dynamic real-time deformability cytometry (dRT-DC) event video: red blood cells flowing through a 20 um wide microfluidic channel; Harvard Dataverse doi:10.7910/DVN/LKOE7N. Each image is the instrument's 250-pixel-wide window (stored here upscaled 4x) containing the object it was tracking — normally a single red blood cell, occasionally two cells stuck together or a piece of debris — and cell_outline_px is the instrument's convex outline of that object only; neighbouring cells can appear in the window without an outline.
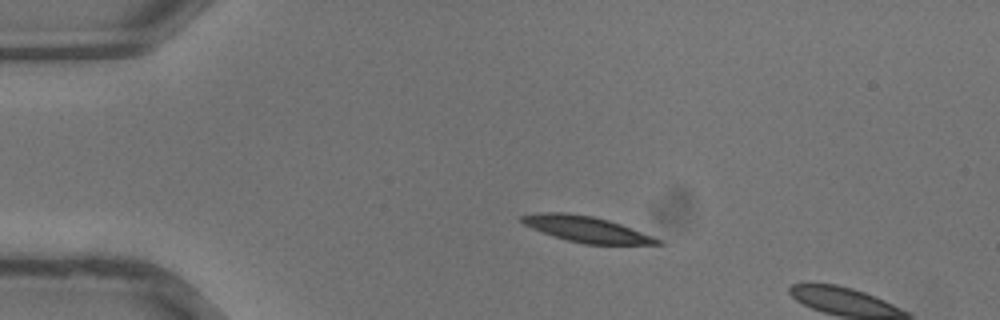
{"species": "common noctule bat (a hibernating species)", "species_latin": "Nyctalus noctula", "temperature_condition": "warm", "stored_images_in_passage": 9, "camera_frame_rate_fps": 3000, "um_per_image_px": 0.085, "animal": {"sex": "male", "body_mass_g": 13.3}, "frame": {"image": 1, "passage_image": 7, "time_ms": 2.0, "image_size_px": [1000, 320], "cell_outline_px": [[664, 244], [584, 244], [552, 236], [532, 228], [524, 224], [520, 220], [520, 216], [536, 212], [564, 212], [592, 216], [608, 220], [620, 224], [664, 240]], "centroid_in_image_um": [49.84, 19.48], "position_along_channel_um": 35.2, "area_um2": 20.4}}